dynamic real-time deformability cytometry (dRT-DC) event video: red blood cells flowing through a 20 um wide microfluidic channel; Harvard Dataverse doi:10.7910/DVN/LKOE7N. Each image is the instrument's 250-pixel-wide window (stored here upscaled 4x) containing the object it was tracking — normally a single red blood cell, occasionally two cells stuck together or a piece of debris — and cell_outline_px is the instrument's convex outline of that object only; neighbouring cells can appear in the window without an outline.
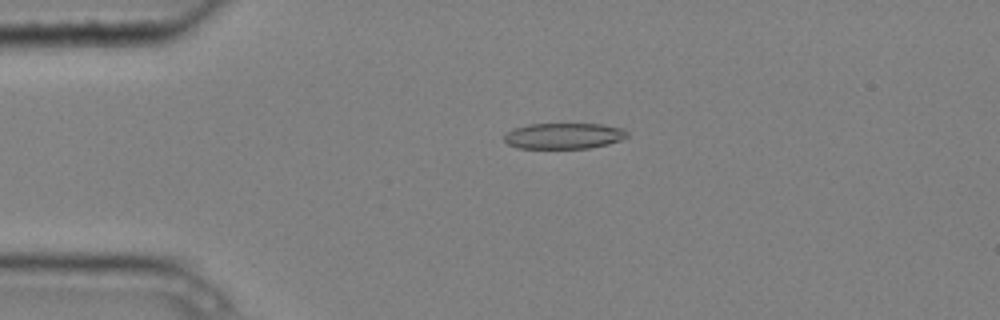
{"species": "common noctule bat (a hibernating species)", "species_latin": "Nyctalus noctula", "temperature_condition": "cold", "stored_images_in_passage": 5, "camera_frame_rate_fps": 3000, "um_per_image_px": 0.085, "animal": {"sex": "male", "body_mass_g": 20.4}, "frame": {"image": 1, "passage_image": 4, "time_ms": 1.0, "image_size_px": [1000, 320], "cell_outline_px": [[628, 136], [620, 140], [608, 144], [588, 148], [520, 148], [508, 144], [504, 140], [504, 136], [512, 128], [528, 124], [604, 124], [624, 128], [628, 132]], "centroid_in_image_um": [47.94, 11.54], "position_along_channel_um": 37.1, "area_um2": 18.61}}